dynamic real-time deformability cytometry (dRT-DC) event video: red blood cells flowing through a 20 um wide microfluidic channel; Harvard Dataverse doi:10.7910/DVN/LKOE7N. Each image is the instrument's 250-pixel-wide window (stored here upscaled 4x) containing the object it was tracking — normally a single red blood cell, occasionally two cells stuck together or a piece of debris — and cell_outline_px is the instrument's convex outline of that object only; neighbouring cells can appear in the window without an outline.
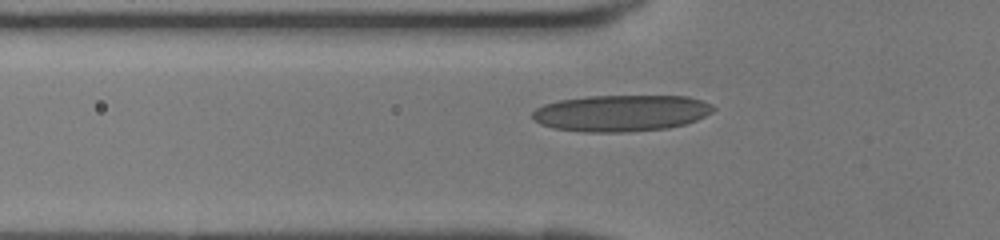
{"species": "human", "species_latin": "Homo sapiens", "temperature_condition": "room temperature", "stored_images_in_passage": 31, "camera_frame_rate_fps": 3000, "um_per_image_px": 0.085, "donor": {"sex": "female"}, "frame": {"image": 1, "passage_image": 3, "time_ms": 0.667, "image_size_px": [1000, 240], "cell_outline_px": [[716, 108], [712, 112], [696, 120], [684, 124], [668, 128], [620, 132], [584, 132], [552, 128], [540, 124], [532, 120], [532, 112], [536, 108], [544, 104], [560, 100], [588, 96], [688, 96], [712, 104]], "centroid_in_image_um": [52.77, 9.61], "position_along_channel_um": 73.0, "area_um2": 38.49}}
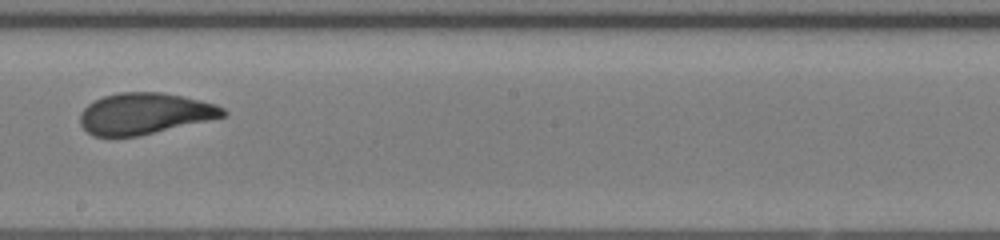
{"frame": {"image": 2, "passage_image": 13, "time_ms": 4.0, "image_size_px": [1000, 240], "cell_outline_px": [[228, 112], [224, 116], [140, 136], [92, 136], [80, 124], [80, 116], [84, 108], [88, 104], [104, 96], [120, 92], [160, 92], [184, 96], [216, 104], [224, 108]], "centroid_in_image_um": [12.3, 9.65], "position_along_channel_um": 235.9, "area_um2": 34.16}}
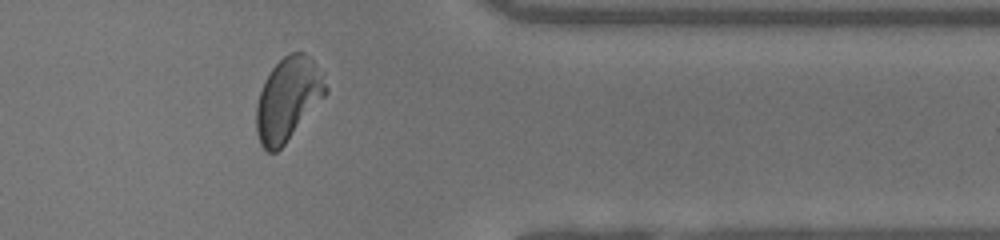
{"frame": {"image": 3, "passage_image": 23, "time_ms": 7.333, "image_size_px": [1000, 240], "cell_outline_px": [[328, 92], [284, 144], [276, 152], [268, 152], [260, 144], [256, 132], [256, 104], [264, 80], [272, 68], [288, 52], [304, 52], [324, 72], [328, 88]], "centroid_in_image_um": [24.48, 8.39], "position_along_channel_um": 386.9, "area_um2": 33.58}}